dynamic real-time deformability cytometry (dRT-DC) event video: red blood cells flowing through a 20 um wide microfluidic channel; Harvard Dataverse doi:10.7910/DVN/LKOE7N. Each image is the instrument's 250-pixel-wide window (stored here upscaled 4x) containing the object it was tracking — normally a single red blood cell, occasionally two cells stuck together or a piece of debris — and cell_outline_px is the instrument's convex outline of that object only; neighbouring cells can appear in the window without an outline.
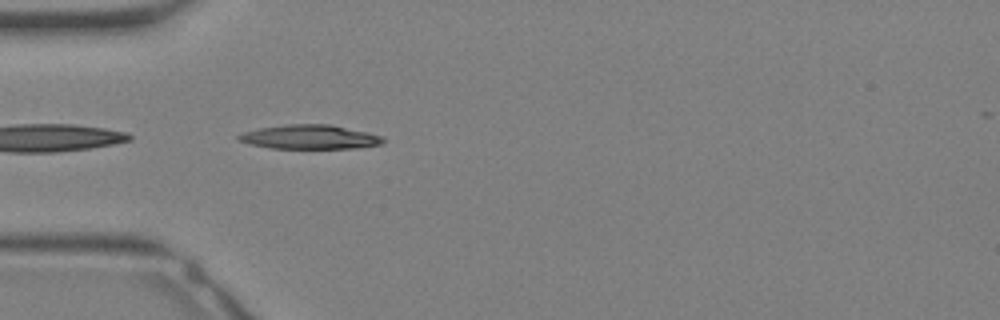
{"species": "Egyptian fruit bat (a non-hibernating species)", "species_latin": "Rousettus aegyptiacus", "temperature_condition": "warm", "stored_images_in_passage": 18, "camera_frame_rate_fps": 3000, "um_per_image_px": 0.085, "animal": {"sex": "female"}, "frame": {"image": 1, "passage_image": 4, "time_ms": 1.0, "image_size_px": [1000, 320], "cell_outline_px": [[384, 140], [380, 144], [356, 148], [268, 148], [248, 144], [236, 140], [236, 136], [244, 132], [260, 128], [288, 124], [332, 124], [368, 132], [384, 136]], "centroid_in_image_um": [26.31, 11.64], "position_along_channel_um": 58.7, "area_um2": 20.46}}
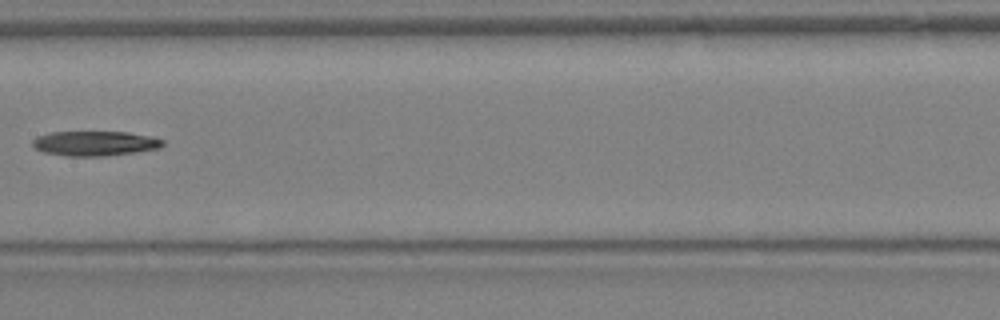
{"frame": {"image": 2, "passage_image": 11, "time_ms": 3.333, "image_size_px": [1000, 320], "cell_outline_px": [[164, 144], [160, 148], [136, 152], [104, 156], [68, 156], [44, 152], [36, 148], [32, 144], [32, 140], [36, 136], [52, 132], [128, 132], [152, 136], [164, 140]], "centroid_in_image_um": [8.09, 12.18], "position_along_channel_um": 199.3, "area_um2": 18.84}}
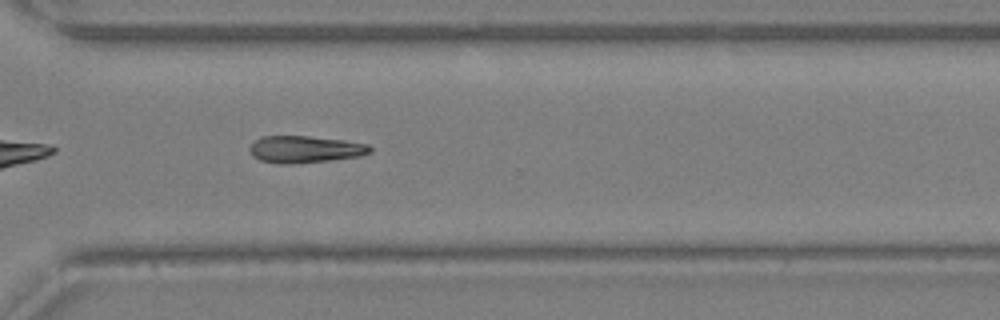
{"frame": {"image": 3, "passage_image": 18, "time_ms": 5.667, "image_size_px": [1000, 320], "cell_outline_px": [[372, 152], [360, 156], [328, 160], [292, 164], [280, 164], [260, 160], [252, 156], [248, 148], [260, 136], [308, 136], [340, 140], [368, 144], [372, 148]], "centroid_in_image_um": [25.9, 12.69], "position_along_channel_um": 344.7, "area_um2": 18.84}}